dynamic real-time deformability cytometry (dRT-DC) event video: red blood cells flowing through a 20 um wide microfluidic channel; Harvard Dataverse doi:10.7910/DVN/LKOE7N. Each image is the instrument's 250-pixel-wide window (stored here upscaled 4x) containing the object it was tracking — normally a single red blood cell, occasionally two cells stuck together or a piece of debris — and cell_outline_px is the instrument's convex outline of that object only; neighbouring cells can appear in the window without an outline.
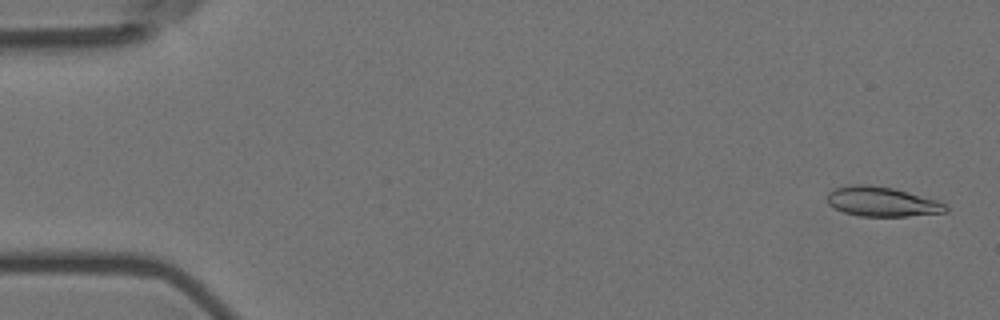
{"species": "Egyptian fruit bat (a non-hibernating species)", "species_latin": "Rousettus aegyptiacus", "temperature_condition": "room temperature", "stored_images_in_passage": 8, "camera_frame_rate_fps": 3000, "um_per_image_px": 0.085, "animal": {"sex": "female"}, "frame": {"image": 1, "passage_image": 2, "time_ms": 0.333, "image_size_px": [1000, 320], "cell_outline_px": [[948, 212], [908, 216], [860, 216], [844, 212], [828, 204], [828, 192], [832, 188], [848, 184], [868, 184], [892, 188], [936, 200], [944, 204], [948, 208]], "centroid_in_image_um": [74.92, 17.13], "position_along_channel_um": 10.1, "area_um2": 20.4}}